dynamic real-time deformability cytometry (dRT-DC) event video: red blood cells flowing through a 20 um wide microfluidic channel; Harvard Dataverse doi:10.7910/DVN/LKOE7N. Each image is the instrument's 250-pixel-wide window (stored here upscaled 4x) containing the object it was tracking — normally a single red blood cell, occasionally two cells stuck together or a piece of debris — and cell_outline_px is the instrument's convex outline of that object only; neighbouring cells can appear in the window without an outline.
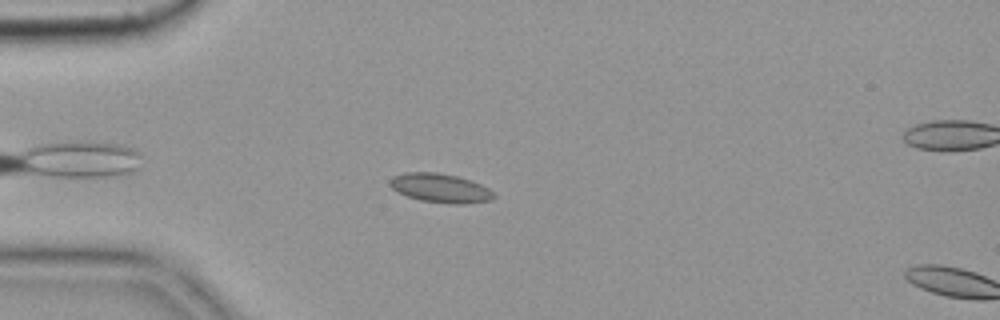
{"species": "common noctule bat (a hibernating species)", "species_latin": "Nyctalus noctula", "temperature_condition": "cold", "stored_images_in_passage": 14, "camera_frame_rate_fps": 3000, "um_per_image_px": 0.085, "animal": {"sex": "female", "body_mass_g": 19.9}, "frame": {"image": 1, "passage_image": 12, "time_ms": 3.667, "image_size_px": [1000, 320], "cell_outline_px": [[496, 196], [492, 200], [464, 204], [456, 204], [420, 200], [408, 196], [392, 188], [388, 184], [388, 180], [392, 176], [408, 172], [436, 172], [456, 176], [480, 184], [488, 188]], "centroid_in_image_um": [37.41, 15.98], "position_along_channel_um": 47.6, "area_um2": 17.4}}